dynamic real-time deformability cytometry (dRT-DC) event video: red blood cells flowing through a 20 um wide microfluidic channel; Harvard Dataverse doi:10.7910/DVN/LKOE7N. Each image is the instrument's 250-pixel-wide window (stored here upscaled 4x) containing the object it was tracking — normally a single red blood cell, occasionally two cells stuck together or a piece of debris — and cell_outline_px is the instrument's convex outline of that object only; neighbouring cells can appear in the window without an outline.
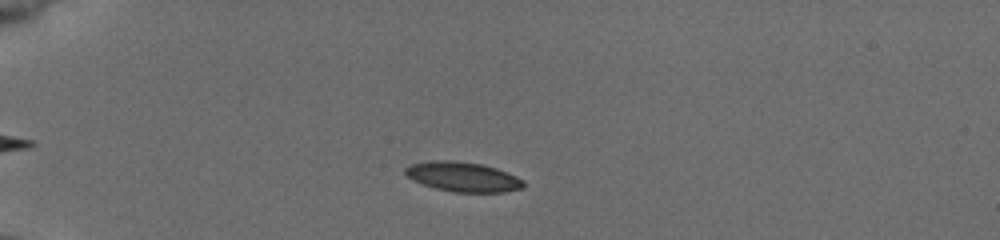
{"species": "common noctule bat (a hibernating species)", "species_latin": "Nyctalus noctula", "temperature_condition": "cold", "stored_images_in_passage": 42, "camera_frame_rate_fps": 3000, "um_per_image_px": 0.085, "animal": {"sex": "female", "body_mass_g": 19.5, "forearm_length_mm": 54.1}, "frame": {"image": 1, "passage_image": 9, "time_ms": 2.667, "image_size_px": [1000, 240], "cell_outline_px": [[524, 188], [504, 192], [452, 192], [436, 188], [412, 180], [404, 176], [404, 168], [408, 164], [436, 160], [452, 160], [480, 164], [496, 168], [516, 176], [524, 180]], "centroid_in_image_um": [39.31, 15.03], "position_along_channel_um": 45.7, "area_um2": 20.58}}
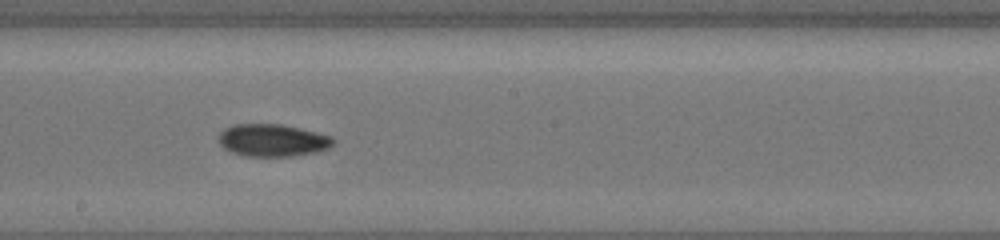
{"frame": {"image": 2, "passage_image": 26, "time_ms": 8.333, "image_size_px": [1000, 240], "cell_outline_px": [[336, 140], [328, 148], [316, 152], [292, 156], [248, 156], [232, 152], [224, 148], [220, 144], [220, 132], [224, 128], [232, 124], [280, 124], [300, 128], [332, 136]], "centroid_in_image_um": [23.18, 11.91], "position_along_channel_um": 225.0, "area_um2": 21.56}}
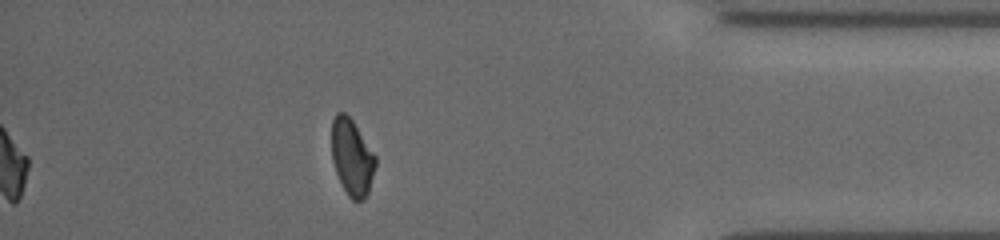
{"frame": {"image": 3, "passage_image": 42, "time_ms": 13.667, "image_size_px": [1000, 240], "cell_outline_px": [[376, 164], [368, 192], [364, 200], [352, 200], [348, 196], [336, 172], [332, 160], [332, 120], [336, 112], [344, 112], [352, 120], [376, 156]], "centroid_in_image_um": [29.91, 13.36], "position_along_channel_um": 405.3, "area_um2": 19.31}, "authors_computed_cell_mechanics": {"area_um2": 20.808, "velocity_mm_per_s": 3.9165, "shape_relaxation_time_tau1_ms": 8.2634, "shape_relaxation_time_tau2_ms": 2.1576, "deformation_change_tau1": 0.183, "deformation_change_tau2": 0.0625}}